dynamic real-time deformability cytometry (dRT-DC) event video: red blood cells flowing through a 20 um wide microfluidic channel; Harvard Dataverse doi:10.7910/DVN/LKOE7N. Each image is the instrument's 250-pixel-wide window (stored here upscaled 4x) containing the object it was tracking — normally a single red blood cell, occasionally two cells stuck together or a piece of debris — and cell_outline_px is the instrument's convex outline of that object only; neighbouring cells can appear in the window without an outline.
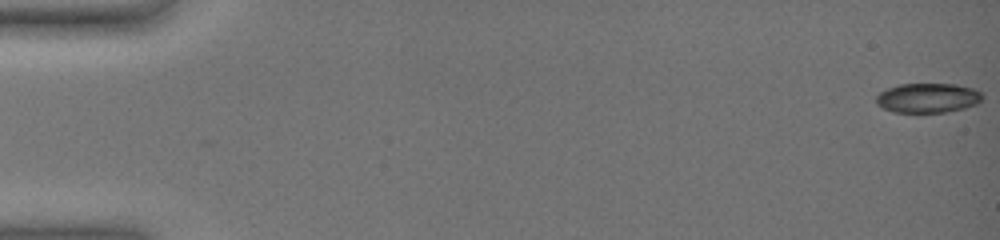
{"species": "common noctule bat (a hibernating species)", "species_latin": "Nyctalus noctula", "temperature_condition": "warm", "stored_images_in_passage": 57, "camera_frame_rate_fps": 3000, "um_per_image_px": 0.085, "animal": {"sex": "female", "body_mass_g": 19.0, "forearm_length_mm": 51.5}, "frame": {"image": 1, "passage_image": 1, "time_ms": 0.0, "image_size_px": [1000, 240], "cell_outline_px": [[984, 96], [976, 104], [964, 108], [944, 112], [892, 112], [876, 104], [876, 96], [880, 92], [888, 88], [900, 84], [956, 84], [972, 88], [980, 92]], "centroid_in_image_um": [78.85, 8.32], "position_along_channel_um": 6.2, "area_um2": 18.21}}
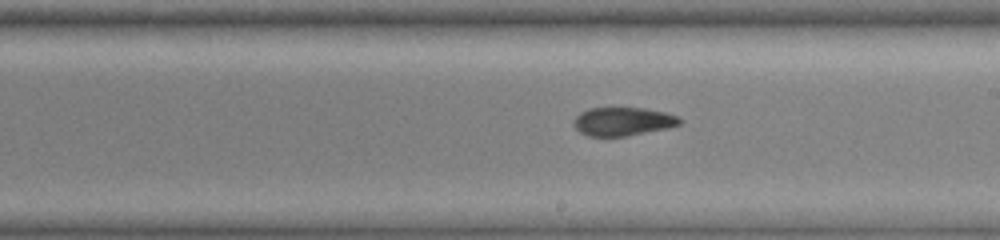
{"frame": {"image": 2, "passage_image": 36, "time_ms": 11.667, "image_size_px": [1000, 240], "cell_outline_px": [[680, 124], [668, 128], [624, 136], [588, 136], [580, 132], [576, 128], [576, 116], [580, 112], [592, 108], [644, 108], [664, 112], [676, 116], [680, 120]], "centroid_in_image_um": [52.95, 10.32], "position_along_channel_um": 236.1, "area_um2": 17.17}}
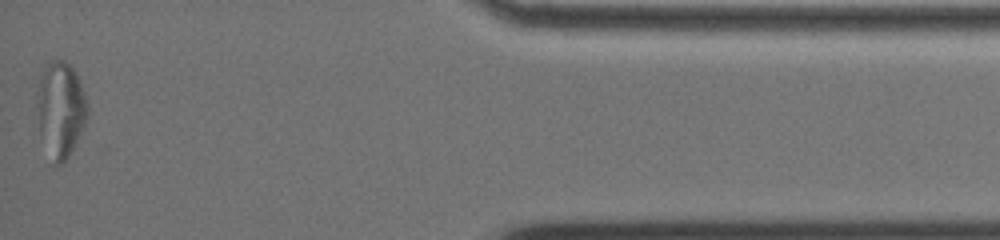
{"frame": {"image": 3, "passage_image": 57, "time_ms": 18.667, "image_size_px": [1000, 240], "cell_outline_px": [[88, 116], [84, 128], [68, 156], [60, 164], [56, 164], [40, 136], [36, 104], [36, 92], [40, 76], [44, 68], [52, 60], [64, 60], [76, 72], [80, 80], [88, 104]], "centroid_in_image_um": [5.15, 9.25], "position_along_channel_um": 430.0, "area_um2": 28.09}, "authors_computed_cell_mechanics": {"area_um2": 18.6694, "velocity_mm_per_s": 3.4827, "shape_relaxation_time_tau1_ms": null, "shape_relaxation_time_tau2_ms": 1.9033, "deformation_change_tau1": null, "deformation_change_tau2": 0.0653}}